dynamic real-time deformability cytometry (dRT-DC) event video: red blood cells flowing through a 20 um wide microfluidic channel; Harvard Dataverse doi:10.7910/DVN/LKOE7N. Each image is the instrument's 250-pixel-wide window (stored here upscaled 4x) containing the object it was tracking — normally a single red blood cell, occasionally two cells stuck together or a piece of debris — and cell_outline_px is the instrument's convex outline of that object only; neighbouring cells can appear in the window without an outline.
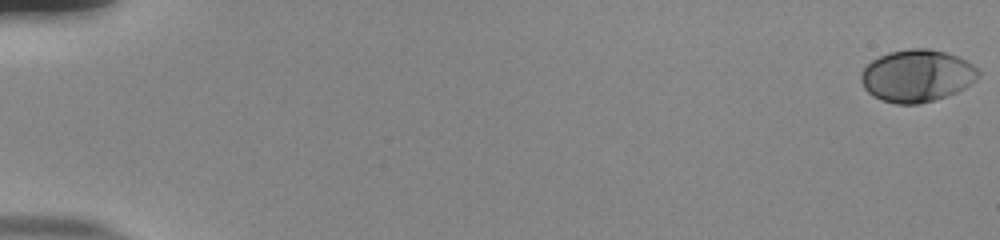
{"species": "human", "species_latin": "Homo sapiens", "temperature_condition": "room temperature", "stored_images_in_passage": 25, "camera_frame_rate_fps": 3000, "um_per_image_px": 0.085, "donor": {"sex": "male"}, "frame": {"image": 1, "passage_image": 1, "time_ms": 0.0, "image_size_px": [1000, 240], "cell_outline_px": [[980, 76], [972, 84], [956, 92], [920, 104], [896, 104], [880, 100], [872, 96], [864, 88], [860, 80], [860, 72], [872, 60], [888, 52], [912, 48], [928, 48], [944, 52], [956, 56], [972, 64], [980, 72]], "centroid_in_image_um": [77.91, 6.45], "position_along_channel_um": 7.1, "area_um2": 35.78}}
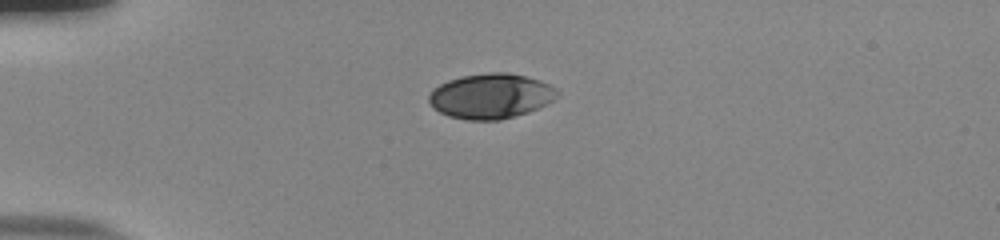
{"frame": {"image": 2, "passage_image": 16, "time_ms": 5.0, "image_size_px": [1000, 240], "cell_outline_px": [[560, 92], [552, 100], [528, 112], [500, 120], [468, 120], [448, 116], [432, 108], [428, 100], [428, 96], [440, 84], [448, 80], [460, 76], [492, 72], [508, 72], [540, 80], [556, 88]], "centroid_in_image_um": [41.69, 8.16], "position_along_channel_um": 43.3, "area_um2": 33.52}}
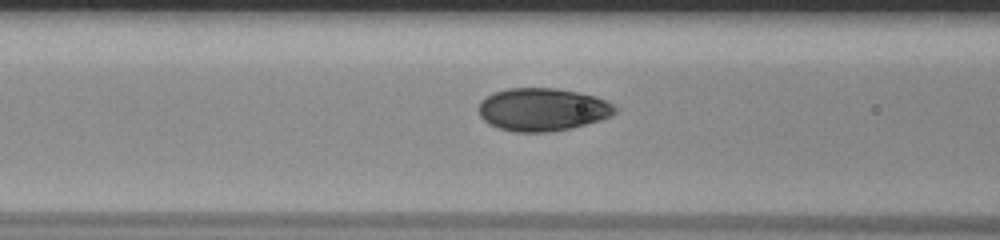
{"frame": {"image": 3, "passage_image": 25, "time_ms": 8.0, "image_size_px": [1000, 240], "cell_outline_px": [[616, 112], [612, 116], [600, 120], [568, 128], [548, 132], [512, 132], [488, 124], [480, 116], [476, 108], [480, 100], [492, 92], [508, 88], [556, 88], [596, 96], [612, 104], [616, 108]], "centroid_in_image_um": [46.05, 9.3], "position_along_channel_um": 120.6, "area_um2": 34.22}}